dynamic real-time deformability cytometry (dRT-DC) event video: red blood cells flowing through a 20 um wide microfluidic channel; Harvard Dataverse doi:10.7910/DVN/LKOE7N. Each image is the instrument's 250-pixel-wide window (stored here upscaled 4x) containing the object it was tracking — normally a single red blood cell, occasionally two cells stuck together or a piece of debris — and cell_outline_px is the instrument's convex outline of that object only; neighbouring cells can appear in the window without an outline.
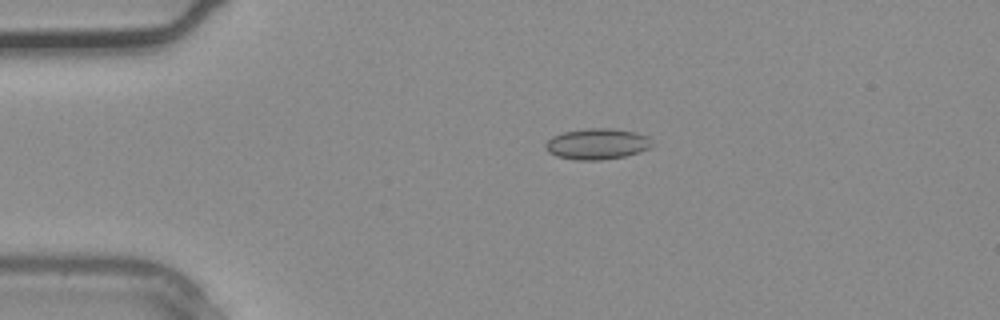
{"species": "common noctule bat (a hibernating species)", "species_latin": "Nyctalus noctula", "temperature_condition": "warm", "stored_images_in_passage": 4, "camera_frame_rate_fps": 3000, "um_per_image_px": 0.085, "animal": {"sex": "male", "body_mass_g": 20.4}, "frame": {"image": 1, "passage_image": 3, "time_ms": 0.667, "image_size_px": [1000, 320], "cell_outline_px": [[656, 144], [640, 152], [624, 156], [600, 160], [576, 160], [556, 156], [548, 152], [544, 148], [544, 144], [552, 136], [564, 132], [588, 128], [612, 128], [636, 132], [648, 136]], "centroid_in_image_um": [50.77, 12.23], "position_along_channel_um": 34.2, "area_um2": 19.42}}